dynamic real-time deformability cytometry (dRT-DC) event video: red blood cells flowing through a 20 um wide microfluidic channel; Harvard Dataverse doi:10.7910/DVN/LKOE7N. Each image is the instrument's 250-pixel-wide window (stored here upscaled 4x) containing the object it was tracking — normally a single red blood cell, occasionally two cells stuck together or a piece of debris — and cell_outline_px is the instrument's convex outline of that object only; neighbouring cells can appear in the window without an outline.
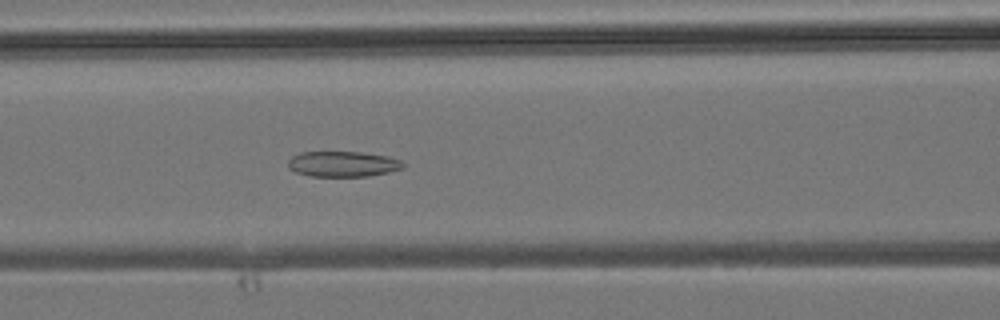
{"species": "common noctule bat (a hibernating species)", "species_latin": "Nyctalus noctula", "temperature_condition": "room temperature", "stored_images_in_passage": 39, "camera_frame_rate_fps": 3000, "um_per_image_px": 0.085, "animal": {"sex": "male", "body_mass_g": 19.2, "forearm_length_mm": 51.8}, "frame": {"image": 1, "passage_image": 14, "time_ms": 4.333, "image_size_px": [1000, 320], "cell_outline_px": [[404, 168], [388, 172], [368, 176], [308, 176], [296, 172], [288, 168], [288, 160], [292, 156], [300, 152], [360, 152], [388, 156], [400, 160], [404, 164]], "centroid_in_image_um": [29.12, 13.94], "position_along_channel_um": 137.5, "area_um2": 17.11}}
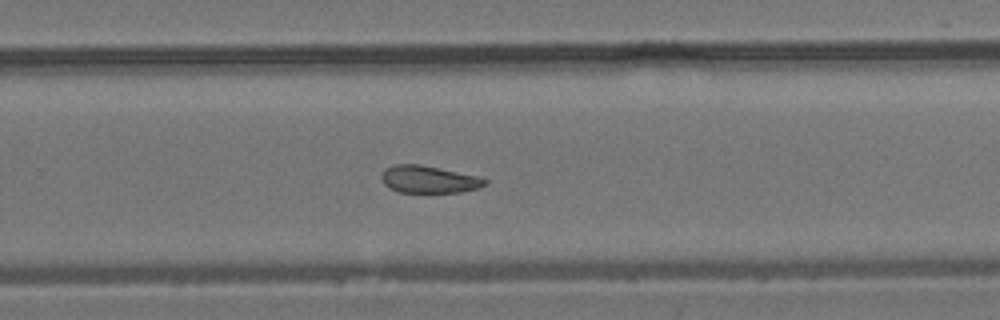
{"frame": {"image": 2, "passage_image": 24, "time_ms": 7.667, "image_size_px": [1000, 320], "cell_outline_px": [[488, 184], [480, 188], [460, 192], [396, 192], [388, 188], [384, 184], [380, 176], [384, 168], [392, 164], [420, 164], [476, 176], [488, 180]], "centroid_in_image_um": [36.4, 15.25], "position_along_channel_um": 293.4, "area_um2": 16.59}}
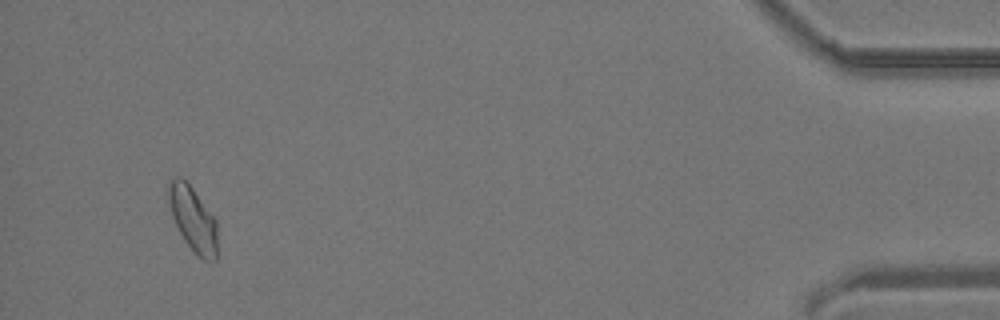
{"frame": {"image": 3, "passage_image": 37, "time_ms": 12.0, "image_size_px": [1000, 320], "cell_outline_px": [[216, 260], [204, 260], [196, 256], [184, 240], [172, 216], [168, 200], [168, 180], [176, 176], [180, 176], [192, 188], [216, 220]], "centroid_in_image_um": [16.38, 18.61], "position_along_channel_um": 418.8, "area_um2": 18.21}}